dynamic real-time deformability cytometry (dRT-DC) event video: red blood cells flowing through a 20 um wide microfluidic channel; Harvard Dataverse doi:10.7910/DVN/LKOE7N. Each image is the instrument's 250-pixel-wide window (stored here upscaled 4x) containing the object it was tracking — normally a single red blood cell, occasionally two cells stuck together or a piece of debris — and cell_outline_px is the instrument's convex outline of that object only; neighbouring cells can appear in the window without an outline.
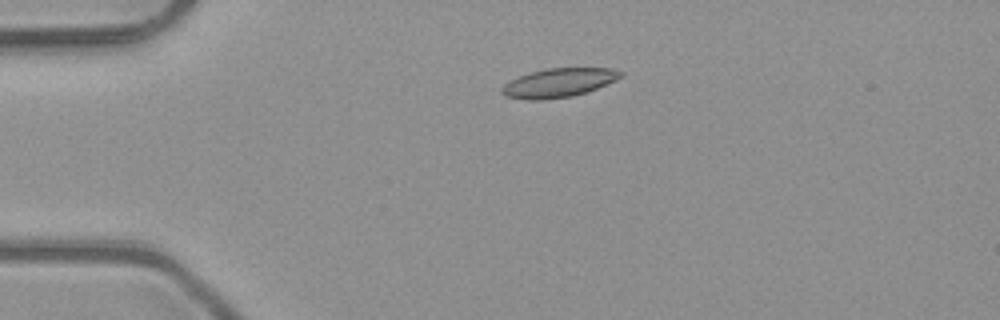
{"species": "common noctule bat (a hibernating species)", "species_latin": "Nyctalus noctula", "temperature_condition": "room temperature", "stored_images_in_passage": 3, "camera_frame_rate_fps": 3000, "um_per_image_px": 0.085, "animal": {"sex": "male", "body_mass_g": 23.1, "forearm_length_mm": 52.7}, "frame": {"image": 1, "passage_image": 2, "time_ms": 0.333, "image_size_px": [1000, 320], "cell_outline_px": [[624, 76], [616, 80], [588, 92], [572, 96], [540, 100], [528, 100], [504, 96], [500, 92], [500, 88], [504, 84], [520, 76], [532, 72], [548, 68], [612, 68], [624, 72]], "centroid_in_image_um": [47.51, 7.04], "position_along_channel_um": 37.5, "area_um2": 20.06}}